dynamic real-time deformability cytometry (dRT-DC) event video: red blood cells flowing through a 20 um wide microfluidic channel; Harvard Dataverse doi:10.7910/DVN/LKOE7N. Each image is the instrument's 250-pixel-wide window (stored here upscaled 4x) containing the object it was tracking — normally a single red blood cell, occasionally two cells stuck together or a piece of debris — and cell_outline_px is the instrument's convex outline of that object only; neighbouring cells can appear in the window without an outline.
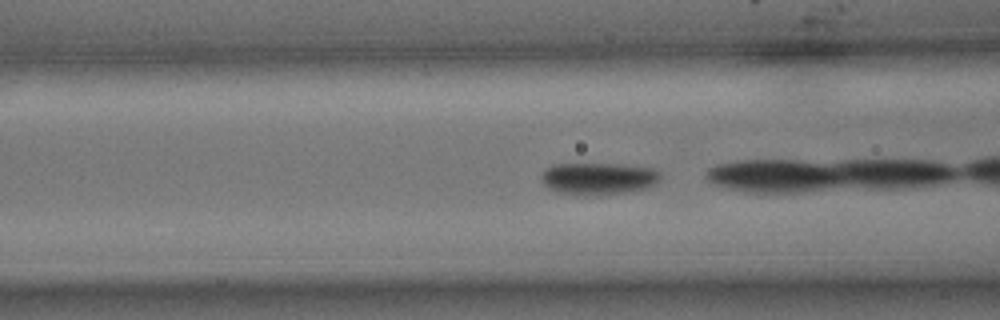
{"species": "common noctule bat (a hibernating species)", "species_latin": "Nyctalus noctula", "temperature_condition": "cold", "stored_images_in_passage": 18, "camera_frame_rate_fps": 3000, "um_per_image_px": 0.085, "animal": {"sex": "male", "body_mass_g": 15.6}, "frame": {"image": 1, "passage_image": 3, "time_ms": 0.667, "image_size_px": [1000, 320], "cell_outline_px": [[660, 180], [656, 184], [632, 192], [596, 196], [576, 196], [556, 192], [544, 184], [540, 180], [540, 176], [548, 168], [556, 164], [620, 164], [652, 168], [660, 172]], "centroid_in_image_um": [50.87, 15.21], "position_along_channel_um": 115.7, "area_um2": 22.66}}